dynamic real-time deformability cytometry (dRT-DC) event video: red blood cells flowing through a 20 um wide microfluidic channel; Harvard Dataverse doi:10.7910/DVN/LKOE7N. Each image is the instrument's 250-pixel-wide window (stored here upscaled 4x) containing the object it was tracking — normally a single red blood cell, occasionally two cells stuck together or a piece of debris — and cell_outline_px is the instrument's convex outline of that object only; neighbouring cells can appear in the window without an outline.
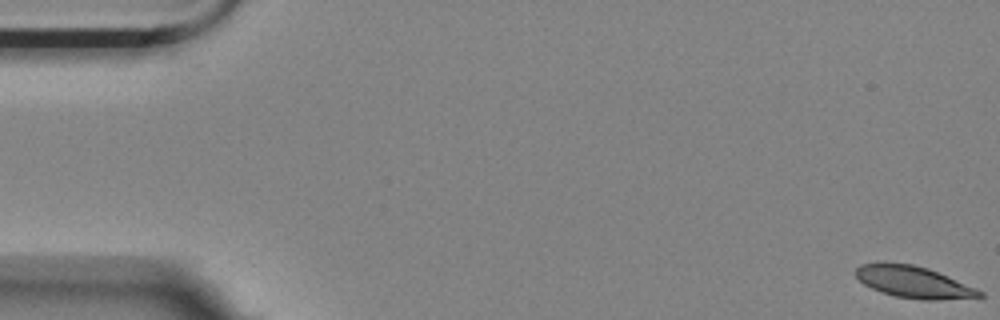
{"species": "Egyptian fruit bat (a non-hibernating species)", "species_latin": "Rousettus aegyptiacus", "temperature_condition": "room temperature", "stored_images_in_passage": 57, "camera_frame_rate_fps": 3000, "um_per_image_px": 0.085, "animal": {"sex": "female"}, "frame": {"image": 1, "passage_image": 1, "time_ms": 0.0, "image_size_px": [1000, 320], "cell_outline_px": [[984, 296], [940, 300], [920, 300], [896, 296], [880, 292], [864, 284], [852, 272], [860, 264], [880, 260], [884, 260], [912, 264], [928, 268], [948, 276], [976, 288], [984, 292]], "centroid_in_image_um": [77.58, 23.94], "position_along_channel_um": 7.4, "area_um2": 23.41}}
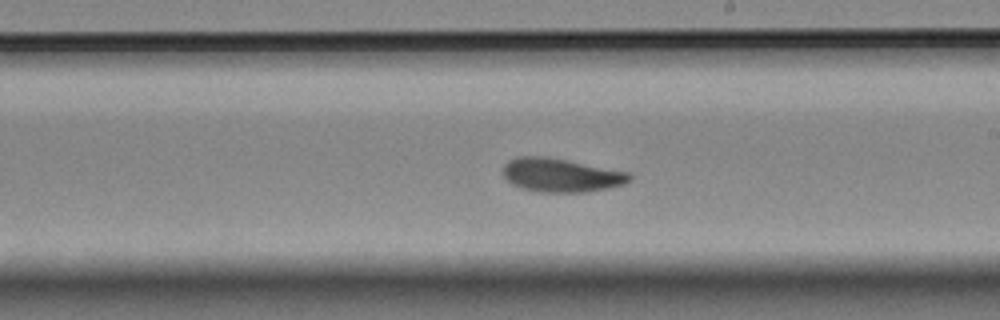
{"frame": {"image": 2, "passage_image": 33, "time_ms": 10.667, "image_size_px": [1000, 320], "cell_outline_px": [[632, 180], [624, 184], [608, 188], [584, 192], [540, 192], [520, 188], [512, 184], [504, 176], [504, 164], [508, 160], [516, 156], [544, 156], [628, 172], [632, 176]], "centroid_in_image_um": [47.67, 14.89], "position_along_channel_um": 241.3, "area_um2": 24.68}}
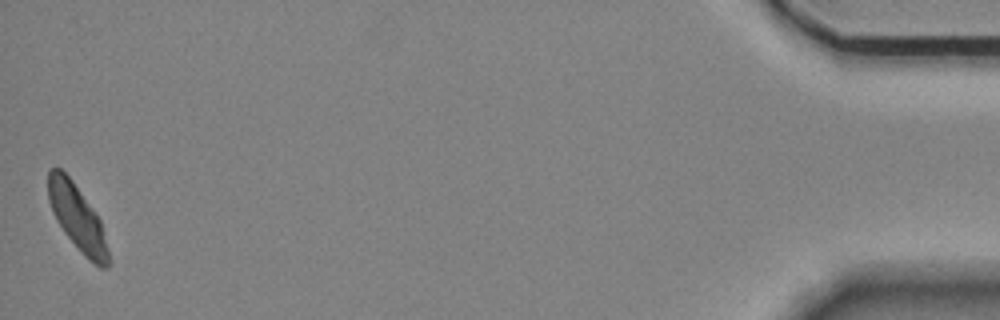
{"frame": {"image": 3, "passage_image": 57, "time_ms": 18.667, "image_size_px": [1000, 320], "cell_outline_px": [[112, 264], [108, 268], [100, 268], [88, 260], [80, 252], [64, 232], [56, 220], [52, 212], [48, 200], [48, 168], [60, 168], [72, 180], [100, 220], [108, 248]], "centroid_in_image_um": [6.58, 18.57], "position_along_channel_um": 428.6, "area_um2": 23.06}, "authors_computed_cell_mechanics": {"area_um2": 24.3338, "velocity_mm_per_s": 3.4832, "shape_relaxation_time_tau1_ms": 5.4453, "shape_relaxation_time_tau2_ms": 3.1589, "deformation_change_tau1": 0.1516, "deformation_change_tau2": 0.0838}}